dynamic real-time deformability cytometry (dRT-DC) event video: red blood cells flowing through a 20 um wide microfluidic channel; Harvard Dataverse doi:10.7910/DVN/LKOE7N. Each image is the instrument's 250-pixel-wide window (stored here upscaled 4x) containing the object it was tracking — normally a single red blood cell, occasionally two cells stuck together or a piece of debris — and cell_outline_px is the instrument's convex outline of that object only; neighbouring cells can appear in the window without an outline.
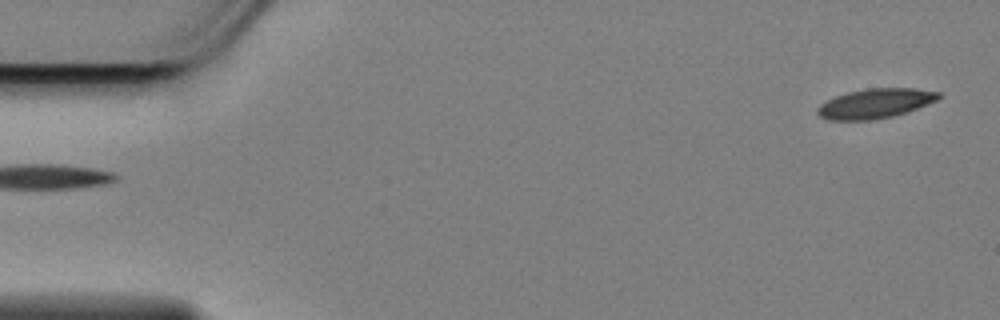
{"species": "Egyptian fruit bat (a non-hibernating species)", "species_latin": "Rousettus aegyptiacus", "temperature_condition": "cold", "stored_images_in_passage": 56, "camera_frame_rate_fps": 3000, "um_per_image_px": 0.085, "animal": {"sex": "female"}, "frame": {"image": 1, "passage_image": 1, "time_ms": 0.0, "image_size_px": [1000, 320], "cell_outline_px": [[940, 96], [936, 100], [908, 112], [876, 120], [824, 120], [816, 112], [816, 108], [820, 104], [836, 96], [848, 92], [868, 88], [916, 88], [940, 92]], "centroid_in_image_um": [74.37, 8.8], "position_along_channel_um": 10.6, "area_um2": 20.98}}
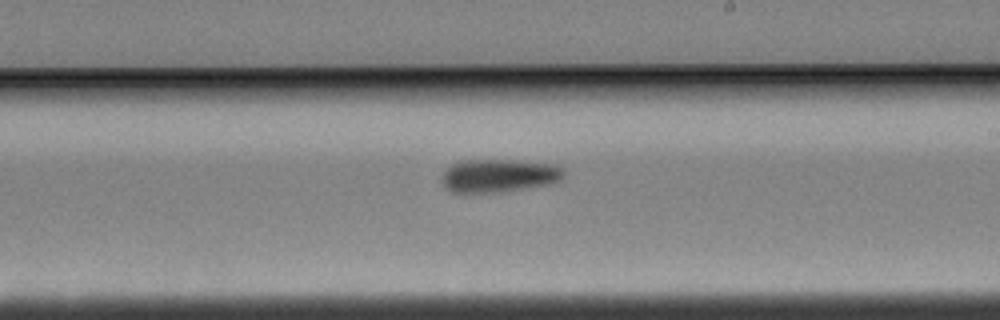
{"frame": {"image": 2, "passage_image": 32, "time_ms": 10.333, "image_size_px": [1000, 320], "cell_outline_px": [[564, 176], [560, 180], [548, 184], [520, 188], [488, 192], [452, 192], [440, 180], [444, 172], [452, 164], [460, 160], [512, 160], [556, 164], [564, 172]], "centroid_in_image_um": [42.39, 14.9], "position_along_channel_um": 246.6, "area_um2": 23.06}}
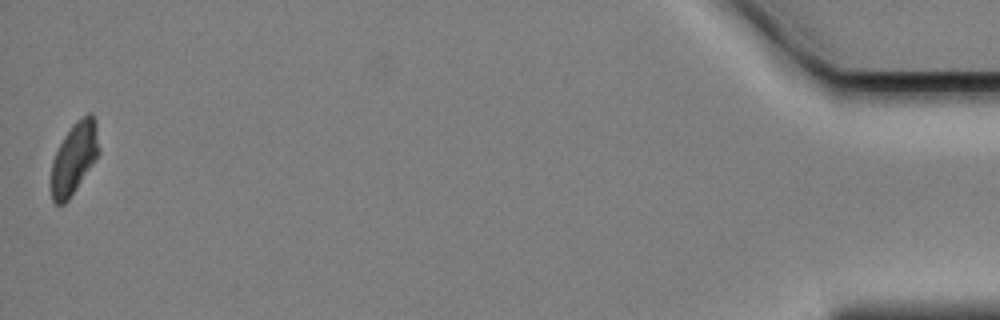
{"frame": {"image": 3, "passage_image": 56, "time_ms": 18.333, "image_size_px": [1000, 320], "cell_outline_px": [[100, 152], [68, 200], [64, 204], [56, 204], [52, 200], [52, 160], [64, 136], [72, 124], [76, 120], [88, 112], [92, 112], [96, 120], [100, 148]], "centroid_in_image_um": [6.33, 13.37], "position_along_channel_um": 428.9, "area_um2": 19.77}, "authors_computed_cell_mechanics": {"area_um2": 22.2819, "velocity_mm_per_s": 3.4324, "shape_relaxation_time_tau1_ms": 6.912, "shape_relaxation_time_tau2_ms": null, "deformation_change_tau1": 0.1769, "deformation_change_tau2": null}}